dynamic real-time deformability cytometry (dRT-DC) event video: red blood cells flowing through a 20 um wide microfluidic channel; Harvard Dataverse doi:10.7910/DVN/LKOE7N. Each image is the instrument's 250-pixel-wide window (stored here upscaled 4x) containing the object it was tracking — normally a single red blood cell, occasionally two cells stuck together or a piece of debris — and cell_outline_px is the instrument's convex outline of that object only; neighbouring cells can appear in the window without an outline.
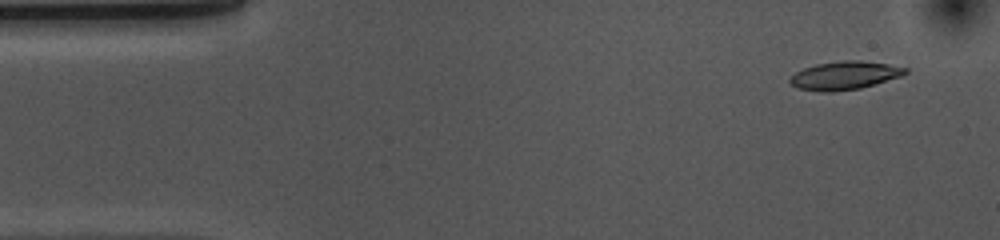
{"species": "common noctule bat (a hibernating species)", "species_latin": "Nyctalus noctula", "temperature_condition": "cold", "stored_images_in_passage": 52, "camera_frame_rate_fps": 3000, "um_per_image_px": 0.085, "animal": {"sex": "female", "body_mass_g": 10.0, "forearm_length_mm": 53.1}, "frame": {"image": 1, "passage_image": 3, "time_ms": 0.667, "image_size_px": [1000, 240], "cell_outline_px": [[908, 72], [900, 76], [860, 88], [832, 92], [820, 92], [796, 88], [788, 80], [796, 72], [804, 68], [816, 64], [844, 60], [860, 60], [888, 64], [908, 68]], "centroid_in_image_um": [71.77, 6.41], "position_along_channel_um": 13.2, "area_um2": 18.9}}
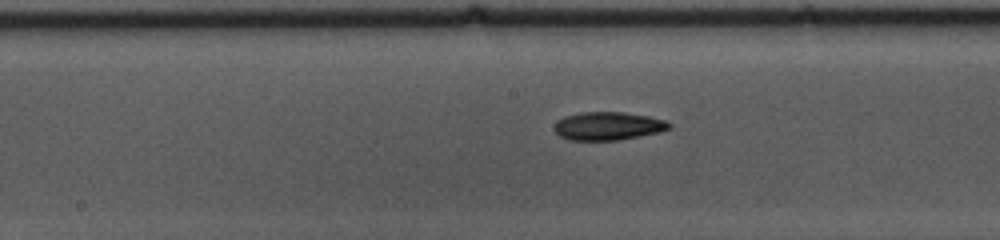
{"frame": {"image": 2, "passage_image": 25, "time_ms": 8.0, "image_size_px": [1000, 240], "cell_outline_px": [[672, 128], [660, 132], [620, 140], [568, 140], [560, 136], [552, 128], [556, 120], [564, 116], [580, 112], [624, 112], [648, 116], [668, 120], [672, 124]], "centroid_in_image_um": [51.69, 10.71], "position_along_channel_um": 196.5, "area_um2": 19.25}}
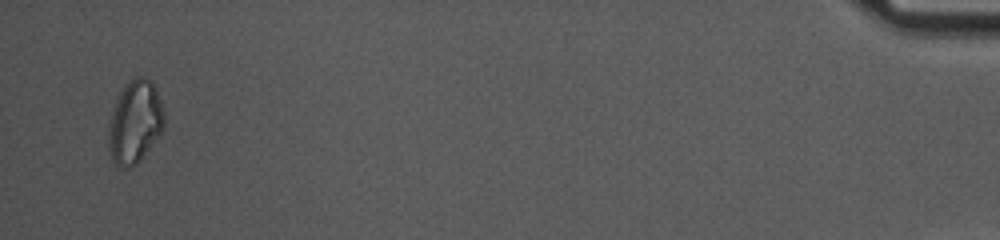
{"frame": {"image": 3, "passage_image": 51, "time_ms": 16.667, "image_size_px": [1000, 240], "cell_outline_px": [[164, 128], [140, 160], [136, 164], [128, 168], [120, 168], [112, 160], [108, 148], [108, 128], [116, 100], [120, 92], [136, 76], [144, 76], [152, 80], [156, 88], [164, 112]], "centroid_in_image_um": [11.47, 10.38], "position_along_channel_um": 423.7, "area_um2": 26.7}, "authors_computed_cell_mechanics": {"area_um2": 19.0451, "velocity_mm_per_s": 3.6859, "shape_relaxation_time_tau1_ms": 6.2309, "shape_relaxation_time_tau2_ms": null, "deformation_change_tau1": 0.1474, "deformation_change_tau2": null}}